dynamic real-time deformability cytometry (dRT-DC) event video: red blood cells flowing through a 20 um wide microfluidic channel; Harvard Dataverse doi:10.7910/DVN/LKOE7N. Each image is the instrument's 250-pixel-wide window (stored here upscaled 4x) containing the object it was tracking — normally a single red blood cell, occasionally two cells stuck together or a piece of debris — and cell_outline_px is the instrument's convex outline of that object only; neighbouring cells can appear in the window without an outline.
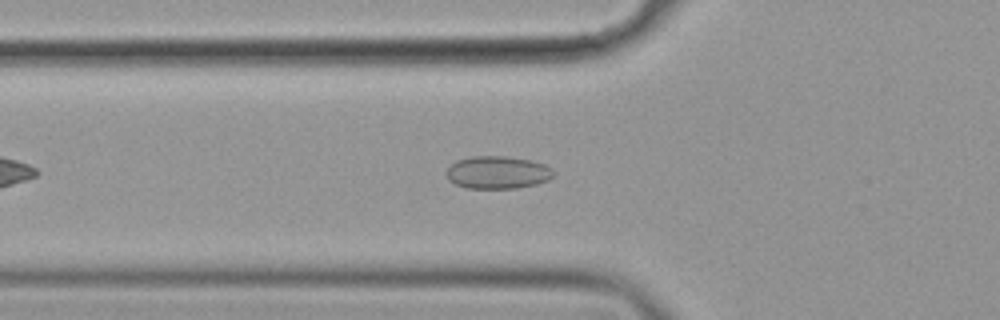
{"species": "common noctule bat (a hibernating species)", "species_latin": "Nyctalus noctula", "temperature_condition": "cold", "stored_images_in_passage": 43, "camera_frame_rate_fps": 3000, "um_per_image_px": 0.085, "animal": {"sex": "female", "body_mass_g": 19.9}, "frame": {"image": 1, "passage_image": 10, "time_ms": 3.0, "image_size_px": [1000, 320], "cell_outline_px": [[552, 176], [548, 180], [536, 184], [516, 188], [464, 188], [448, 180], [444, 172], [456, 160], [472, 156], [504, 156], [532, 160], [544, 164], [552, 168]], "centroid_in_image_um": [42.26, 14.65], "position_along_channel_um": 83.5, "area_um2": 20.46}}
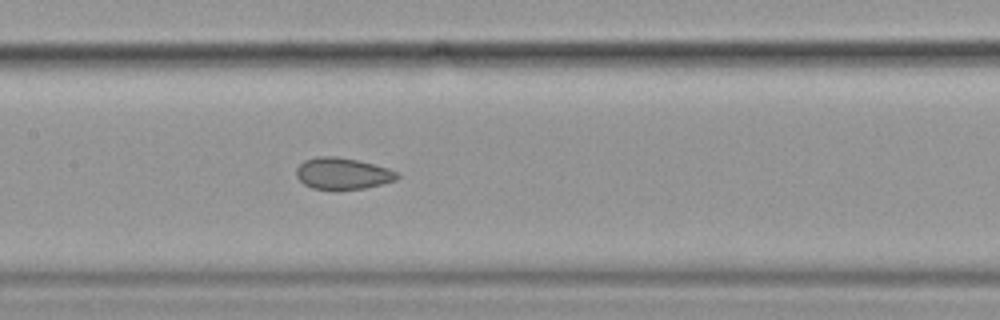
{"frame": {"image": 2, "passage_image": 18, "time_ms": 5.667, "image_size_px": [1000, 320], "cell_outline_px": [[400, 176], [396, 180], [364, 188], [312, 188], [304, 184], [296, 176], [296, 168], [304, 160], [316, 156], [336, 156], [356, 160], [388, 168], [396, 172]], "centroid_in_image_um": [29.09, 14.72], "position_along_channel_um": 178.3, "area_um2": 18.15}}
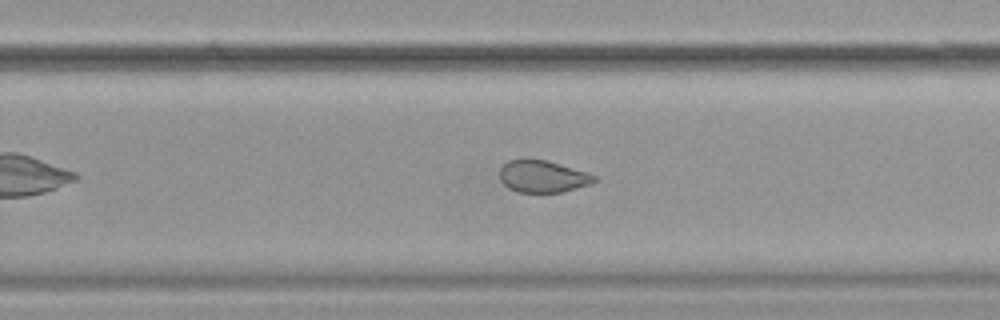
{"frame": {"image": 3, "passage_image": 27, "time_ms": 8.667, "image_size_px": [1000, 320], "cell_outline_px": [[596, 180], [588, 184], [576, 188], [560, 192], [516, 192], [508, 188], [500, 180], [500, 168], [508, 160], [548, 160], [588, 172], [596, 176]], "centroid_in_image_um": [46.12, 15.0], "position_along_channel_um": 283.7, "area_um2": 17.51}}